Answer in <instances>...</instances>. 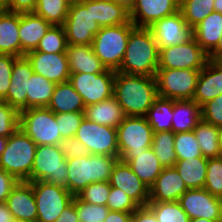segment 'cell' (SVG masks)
<instances>
[{
	"label": "cell",
	"mask_w": 222,
	"mask_h": 222,
	"mask_svg": "<svg viewBox=\"0 0 222 222\" xmlns=\"http://www.w3.org/2000/svg\"><path fill=\"white\" fill-rule=\"evenodd\" d=\"M113 96L126 116L147 115L153 102L159 97L156 78L116 71Z\"/></svg>",
	"instance_id": "6da1fadb"
},
{
	"label": "cell",
	"mask_w": 222,
	"mask_h": 222,
	"mask_svg": "<svg viewBox=\"0 0 222 222\" xmlns=\"http://www.w3.org/2000/svg\"><path fill=\"white\" fill-rule=\"evenodd\" d=\"M159 48L149 28L135 27L129 34L127 48L117 72L155 77Z\"/></svg>",
	"instance_id": "7a4b0ae2"
},
{
	"label": "cell",
	"mask_w": 222,
	"mask_h": 222,
	"mask_svg": "<svg viewBox=\"0 0 222 222\" xmlns=\"http://www.w3.org/2000/svg\"><path fill=\"white\" fill-rule=\"evenodd\" d=\"M119 157L89 154L66 160L68 191L77 196L91 183L109 182L113 166Z\"/></svg>",
	"instance_id": "3957f363"
},
{
	"label": "cell",
	"mask_w": 222,
	"mask_h": 222,
	"mask_svg": "<svg viewBox=\"0 0 222 222\" xmlns=\"http://www.w3.org/2000/svg\"><path fill=\"white\" fill-rule=\"evenodd\" d=\"M37 144L18 128L9 138L0 158V168L19 181L31 182Z\"/></svg>",
	"instance_id": "277c9868"
},
{
	"label": "cell",
	"mask_w": 222,
	"mask_h": 222,
	"mask_svg": "<svg viewBox=\"0 0 222 222\" xmlns=\"http://www.w3.org/2000/svg\"><path fill=\"white\" fill-rule=\"evenodd\" d=\"M135 27L131 21L117 26L101 27L94 36L93 51L106 69L119 70L127 48L129 34Z\"/></svg>",
	"instance_id": "5b68a950"
},
{
	"label": "cell",
	"mask_w": 222,
	"mask_h": 222,
	"mask_svg": "<svg viewBox=\"0 0 222 222\" xmlns=\"http://www.w3.org/2000/svg\"><path fill=\"white\" fill-rule=\"evenodd\" d=\"M19 128L39 145H59L62 137L55 113L47 107L27 108L19 112Z\"/></svg>",
	"instance_id": "8992f818"
},
{
	"label": "cell",
	"mask_w": 222,
	"mask_h": 222,
	"mask_svg": "<svg viewBox=\"0 0 222 222\" xmlns=\"http://www.w3.org/2000/svg\"><path fill=\"white\" fill-rule=\"evenodd\" d=\"M117 129L119 159L127 162L133 153L144 152L152 146L153 130L145 116H126Z\"/></svg>",
	"instance_id": "52a82bcc"
},
{
	"label": "cell",
	"mask_w": 222,
	"mask_h": 222,
	"mask_svg": "<svg viewBox=\"0 0 222 222\" xmlns=\"http://www.w3.org/2000/svg\"><path fill=\"white\" fill-rule=\"evenodd\" d=\"M44 181L68 190V167L59 145H39L36 148L31 182Z\"/></svg>",
	"instance_id": "ba28073f"
},
{
	"label": "cell",
	"mask_w": 222,
	"mask_h": 222,
	"mask_svg": "<svg viewBox=\"0 0 222 222\" xmlns=\"http://www.w3.org/2000/svg\"><path fill=\"white\" fill-rule=\"evenodd\" d=\"M68 45H92L99 32V24L93 20L92 0L73 2L62 25Z\"/></svg>",
	"instance_id": "9c48e42d"
},
{
	"label": "cell",
	"mask_w": 222,
	"mask_h": 222,
	"mask_svg": "<svg viewBox=\"0 0 222 222\" xmlns=\"http://www.w3.org/2000/svg\"><path fill=\"white\" fill-rule=\"evenodd\" d=\"M29 183L33 188L39 222H55L62 211L73 202L74 195L63 186L44 181Z\"/></svg>",
	"instance_id": "30bf717a"
},
{
	"label": "cell",
	"mask_w": 222,
	"mask_h": 222,
	"mask_svg": "<svg viewBox=\"0 0 222 222\" xmlns=\"http://www.w3.org/2000/svg\"><path fill=\"white\" fill-rule=\"evenodd\" d=\"M201 70L158 69V96L172 100H193Z\"/></svg>",
	"instance_id": "8fae6325"
},
{
	"label": "cell",
	"mask_w": 222,
	"mask_h": 222,
	"mask_svg": "<svg viewBox=\"0 0 222 222\" xmlns=\"http://www.w3.org/2000/svg\"><path fill=\"white\" fill-rule=\"evenodd\" d=\"M90 154L119 157L117 129L104 126L84 117L74 136Z\"/></svg>",
	"instance_id": "7c38bea8"
},
{
	"label": "cell",
	"mask_w": 222,
	"mask_h": 222,
	"mask_svg": "<svg viewBox=\"0 0 222 222\" xmlns=\"http://www.w3.org/2000/svg\"><path fill=\"white\" fill-rule=\"evenodd\" d=\"M208 60V54L192 38L186 43L159 49L158 69L201 70Z\"/></svg>",
	"instance_id": "4fadbf2b"
},
{
	"label": "cell",
	"mask_w": 222,
	"mask_h": 222,
	"mask_svg": "<svg viewBox=\"0 0 222 222\" xmlns=\"http://www.w3.org/2000/svg\"><path fill=\"white\" fill-rule=\"evenodd\" d=\"M115 73L110 69L101 74L71 73L69 82L82 97L86 107L113 96Z\"/></svg>",
	"instance_id": "5bb4252c"
},
{
	"label": "cell",
	"mask_w": 222,
	"mask_h": 222,
	"mask_svg": "<svg viewBox=\"0 0 222 222\" xmlns=\"http://www.w3.org/2000/svg\"><path fill=\"white\" fill-rule=\"evenodd\" d=\"M178 202L190 219L222 220V198L213 196L204 188L188 189Z\"/></svg>",
	"instance_id": "9a60e30c"
},
{
	"label": "cell",
	"mask_w": 222,
	"mask_h": 222,
	"mask_svg": "<svg viewBox=\"0 0 222 222\" xmlns=\"http://www.w3.org/2000/svg\"><path fill=\"white\" fill-rule=\"evenodd\" d=\"M149 29L159 49L186 43L193 38V28L186 24L180 10L156 21Z\"/></svg>",
	"instance_id": "2e32d148"
},
{
	"label": "cell",
	"mask_w": 222,
	"mask_h": 222,
	"mask_svg": "<svg viewBox=\"0 0 222 222\" xmlns=\"http://www.w3.org/2000/svg\"><path fill=\"white\" fill-rule=\"evenodd\" d=\"M33 71L47 80L59 84L69 81L70 69L65 53H45L30 51L26 55Z\"/></svg>",
	"instance_id": "e0dca14e"
},
{
	"label": "cell",
	"mask_w": 222,
	"mask_h": 222,
	"mask_svg": "<svg viewBox=\"0 0 222 222\" xmlns=\"http://www.w3.org/2000/svg\"><path fill=\"white\" fill-rule=\"evenodd\" d=\"M110 186L122 190L139 207L149 203V188L131 170L130 166L120 159L113 166L109 180Z\"/></svg>",
	"instance_id": "ac0fdd59"
},
{
	"label": "cell",
	"mask_w": 222,
	"mask_h": 222,
	"mask_svg": "<svg viewBox=\"0 0 222 222\" xmlns=\"http://www.w3.org/2000/svg\"><path fill=\"white\" fill-rule=\"evenodd\" d=\"M34 74L32 65L26 56L18 57L12 69L11 83L4 102L18 112L27 109L28 81Z\"/></svg>",
	"instance_id": "d6986e66"
},
{
	"label": "cell",
	"mask_w": 222,
	"mask_h": 222,
	"mask_svg": "<svg viewBox=\"0 0 222 222\" xmlns=\"http://www.w3.org/2000/svg\"><path fill=\"white\" fill-rule=\"evenodd\" d=\"M180 10V0H136L129 12L130 21L141 28H149L156 21L173 15ZM142 17L141 23H137V15Z\"/></svg>",
	"instance_id": "ffe728a7"
},
{
	"label": "cell",
	"mask_w": 222,
	"mask_h": 222,
	"mask_svg": "<svg viewBox=\"0 0 222 222\" xmlns=\"http://www.w3.org/2000/svg\"><path fill=\"white\" fill-rule=\"evenodd\" d=\"M188 190L174 167L163 168L149 188V202L178 201Z\"/></svg>",
	"instance_id": "44dd1931"
},
{
	"label": "cell",
	"mask_w": 222,
	"mask_h": 222,
	"mask_svg": "<svg viewBox=\"0 0 222 222\" xmlns=\"http://www.w3.org/2000/svg\"><path fill=\"white\" fill-rule=\"evenodd\" d=\"M221 94L222 61L209 59L200 71L193 101L201 107L206 102Z\"/></svg>",
	"instance_id": "7402d4cb"
},
{
	"label": "cell",
	"mask_w": 222,
	"mask_h": 222,
	"mask_svg": "<svg viewBox=\"0 0 222 222\" xmlns=\"http://www.w3.org/2000/svg\"><path fill=\"white\" fill-rule=\"evenodd\" d=\"M15 220L37 219V206L32 185L19 181L5 201Z\"/></svg>",
	"instance_id": "603a6c76"
},
{
	"label": "cell",
	"mask_w": 222,
	"mask_h": 222,
	"mask_svg": "<svg viewBox=\"0 0 222 222\" xmlns=\"http://www.w3.org/2000/svg\"><path fill=\"white\" fill-rule=\"evenodd\" d=\"M52 26L34 12L20 13L19 35L21 42V57L36 50L41 38Z\"/></svg>",
	"instance_id": "cb8c5ba5"
},
{
	"label": "cell",
	"mask_w": 222,
	"mask_h": 222,
	"mask_svg": "<svg viewBox=\"0 0 222 222\" xmlns=\"http://www.w3.org/2000/svg\"><path fill=\"white\" fill-rule=\"evenodd\" d=\"M66 56L70 73L101 74L107 70L92 45H68Z\"/></svg>",
	"instance_id": "d4e9b609"
},
{
	"label": "cell",
	"mask_w": 222,
	"mask_h": 222,
	"mask_svg": "<svg viewBox=\"0 0 222 222\" xmlns=\"http://www.w3.org/2000/svg\"><path fill=\"white\" fill-rule=\"evenodd\" d=\"M20 13L0 11V54L21 57Z\"/></svg>",
	"instance_id": "484cf974"
},
{
	"label": "cell",
	"mask_w": 222,
	"mask_h": 222,
	"mask_svg": "<svg viewBox=\"0 0 222 222\" xmlns=\"http://www.w3.org/2000/svg\"><path fill=\"white\" fill-rule=\"evenodd\" d=\"M84 117L94 123L117 128L126 115L116 98L112 96L99 103L86 106L84 108Z\"/></svg>",
	"instance_id": "4316f807"
},
{
	"label": "cell",
	"mask_w": 222,
	"mask_h": 222,
	"mask_svg": "<svg viewBox=\"0 0 222 222\" xmlns=\"http://www.w3.org/2000/svg\"><path fill=\"white\" fill-rule=\"evenodd\" d=\"M222 34V14L213 11L193 28V38L209 55L218 45Z\"/></svg>",
	"instance_id": "83f0119b"
},
{
	"label": "cell",
	"mask_w": 222,
	"mask_h": 222,
	"mask_svg": "<svg viewBox=\"0 0 222 222\" xmlns=\"http://www.w3.org/2000/svg\"><path fill=\"white\" fill-rule=\"evenodd\" d=\"M47 108L55 114L84 112L85 104L73 85L67 81L55 85Z\"/></svg>",
	"instance_id": "f1b7e54d"
},
{
	"label": "cell",
	"mask_w": 222,
	"mask_h": 222,
	"mask_svg": "<svg viewBox=\"0 0 222 222\" xmlns=\"http://www.w3.org/2000/svg\"><path fill=\"white\" fill-rule=\"evenodd\" d=\"M139 179L150 188L163 170L153 149L147 148L144 152L133 153V157L126 162Z\"/></svg>",
	"instance_id": "f546056e"
},
{
	"label": "cell",
	"mask_w": 222,
	"mask_h": 222,
	"mask_svg": "<svg viewBox=\"0 0 222 222\" xmlns=\"http://www.w3.org/2000/svg\"><path fill=\"white\" fill-rule=\"evenodd\" d=\"M201 120V107L193 100H174L172 132L193 131Z\"/></svg>",
	"instance_id": "4dcf8cb0"
},
{
	"label": "cell",
	"mask_w": 222,
	"mask_h": 222,
	"mask_svg": "<svg viewBox=\"0 0 222 222\" xmlns=\"http://www.w3.org/2000/svg\"><path fill=\"white\" fill-rule=\"evenodd\" d=\"M92 15L100 27L117 26L130 21L129 11L113 0H92Z\"/></svg>",
	"instance_id": "1f68e13d"
},
{
	"label": "cell",
	"mask_w": 222,
	"mask_h": 222,
	"mask_svg": "<svg viewBox=\"0 0 222 222\" xmlns=\"http://www.w3.org/2000/svg\"><path fill=\"white\" fill-rule=\"evenodd\" d=\"M208 158L196 157L177 160L174 168L188 189H201L205 186Z\"/></svg>",
	"instance_id": "d6a6232c"
},
{
	"label": "cell",
	"mask_w": 222,
	"mask_h": 222,
	"mask_svg": "<svg viewBox=\"0 0 222 222\" xmlns=\"http://www.w3.org/2000/svg\"><path fill=\"white\" fill-rule=\"evenodd\" d=\"M174 100L158 97L147 112L146 119L153 133L172 131Z\"/></svg>",
	"instance_id": "836d02e7"
},
{
	"label": "cell",
	"mask_w": 222,
	"mask_h": 222,
	"mask_svg": "<svg viewBox=\"0 0 222 222\" xmlns=\"http://www.w3.org/2000/svg\"><path fill=\"white\" fill-rule=\"evenodd\" d=\"M55 83L34 73L27 86V108L47 107L55 88Z\"/></svg>",
	"instance_id": "e575fe53"
},
{
	"label": "cell",
	"mask_w": 222,
	"mask_h": 222,
	"mask_svg": "<svg viewBox=\"0 0 222 222\" xmlns=\"http://www.w3.org/2000/svg\"><path fill=\"white\" fill-rule=\"evenodd\" d=\"M174 138L175 133L172 131L153 133L151 148L163 168L174 167L177 161Z\"/></svg>",
	"instance_id": "d590c367"
},
{
	"label": "cell",
	"mask_w": 222,
	"mask_h": 222,
	"mask_svg": "<svg viewBox=\"0 0 222 222\" xmlns=\"http://www.w3.org/2000/svg\"><path fill=\"white\" fill-rule=\"evenodd\" d=\"M193 132L198 141L203 157H220V150L218 145V130L216 126L207 123L201 119L196 127L193 129Z\"/></svg>",
	"instance_id": "8d00e7d4"
},
{
	"label": "cell",
	"mask_w": 222,
	"mask_h": 222,
	"mask_svg": "<svg viewBox=\"0 0 222 222\" xmlns=\"http://www.w3.org/2000/svg\"><path fill=\"white\" fill-rule=\"evenodd\" d=\"M70 5L68 0H37L34 13L52 25H63Z\"/></svg>",
	"instance_id": "74e56055"
},
{
	"label": "cell",
	"mask_w": 222,
	"mask_h": 222,
	"mask_svg": "<svg viewBox=\"0 0 222 222\" xmlns=\"http://www.w3.org/2000/svg\"><path fill=\"white\" fill-rule=\"evenodd\" d=\"M180 11L186 24L194 28L214 11V0H180Z\"/></svg>",
	"instance_id": "f35d334b"
},
{
	"label": "cell",
	"mask_w": 222,
	"mask_h": 222,
	"mask_svg": "<svg viewBox=\"0 0 222 222\" xmlns=\"http://www.w3.org/2000/svg\"><path fill=\"white\" fill-rule=\"evenodd\" d=\"M147 207L154 213L158 222H189L190 218L178 201L149 202Z\"/></svg>",
	"instance_id": "ab89813d"
},
{
	"label": "cell",
	"mask_w": 222,
	"mask_h": 222,
	"mask_svg": "<svg viewBox=\"0 0 222 222\" xmlns=\"http://www.w3.org/2000/svg\"><path fill=\"white\" fill-rule=\"evenodd\" d=\"M67 38L62 25H52L41 38L36 50L45 53H65L67 50Z\"/></svg>",
	"instance_id": "60d3db41"
},
{
	"label": "cell",
	"mask_w": 222,
	"mask_h": 222,
	"mask_svg": "<svg viewBox=\"0 0 222 222\" xmlns=\"http://www.w3.org/2000/svg\"><path fill=\"white\" fill-rule=\"evenodd\" d=\"M174 142L177 160L203 157L200 146L193 131L175 133Z\"/></svg>",
	"instance_id": "b9f144b4"
},
{
	"label": "cell",
	"mask_w": 222,
	"mask_h": 222,
	"mask_svg": "<svg viewBox=\"0 0 222 222\" xmlns=\"http://www.w3.org/2000/svg\"><path fill=\"white\" fill-rule=\"evenodd\" d=\"M204 189L222 198V157L208 158Z\"/></svg>",
	"instance_id": "7bdbcfd3"
},
{
	"label": "cell",
	"mask_w": 222,
	"mask_h": 222,
	"mask_svg": "<svg viewBox=\"0 0 222 222\" xmlns=\"http://www.w3.org/2000/svg\"><path fill=\"white\" fill-rule=\"evenodd\" d=\"M75 208L80 222H104L109 208L106 205H94L75 196Z\"/></svg>",
	"instance_id": "ee69618b"
},
{
	"label": "cell",
	"mask_w": 222,
	"mask_h": 222,
	"mask_svg": "<svg viewBox=\"0 0 222 222\" xmlns=\"http://www.w3.org/2000/svg\"><path fill=\"white\" fill-rule=\"evenodd\" d=\"M110 191L111 186L109 182H96L89 184L77 197L90 204L107 205Z\"/></svg>",
	"instance_id": "f6af8a7d"
},
{
	"label": "cell",
	"mask_w": 222,
	"mask_h": 222,
	"mask_svg": "<svg viewBox=\"0 0 222 222\" xmlns=\"http://www.w3.org/2000/svg\"><path fill=\"white\" fill-rule=\"evenodd\" d=\"M55 117L62 139H68L75 136L84 119V112L59 113Z\"/></svg>",
	"instance_id": "bcb514c9"
},
{
	"label": "cell",
	"mask_w": 222,
	"mask_h": 222,
	"mask_svg": "<svg viewBox=\"0 0 222 222\" xmlns=\"http://www.w3.org/2000/svg\"><path fill=\"white\" fill-rule=\"evenodd\" d=\"M19 128V112L4 102L0 106V136L9 138Z\"/></svg>",
	"instance_id": "7dc6e473"
},
{
	"label": "cell",
	"mask_w": 222,
	"mask_h": 222,
	"mask_svg": "<svg viewBox=\"0 0 222 222\" xmlns=\"http://www.w3.org/2000/svg\"><path fill=\"white\" fill-rule=\"evenodd\" d=\"M110 211L133 213L139 206L122 190L112 187L106 205Z\"/></svg>",
	"instance_id": "c3c4849f"
},
{
	"label": "cell",
	"mask_w": 222,
	"mask_h": 222,
	"mask_svg": "<svg viewBox=\"0 0 222 222\" xmlns=\"http://www.w3.org/2000/svg\"><path fill=\"white\" fill-rule=\"evenodd\" d=\"M201 119L216 127L222 125V94L201 106Z\"/></svg>",
	"instance_id": "681fc988"
},
{
	"label": "cell",
	"mask_w": 222,
	"mask_h": 222,
	"mask_svg": "<svg viewBox=\"0 0 222 222\" xmlns=\"http://www.w3.org/2000/svg\"><path fill=\"white\" fill-rule=\"evenodd\" d=\"M18 57L9 54H0V97L7 96L11 83L13 64Z\"/></svg>",
	"instance_id": "f907efd6"
},
{
	"label": "cell",
	"mask_w": 222,
	"mask_h": 222,
	"mask_svg": "<svg viewBox=\"0 0 222 222\" xmlns=\"http://www.w3.org/2000/svg\"><path fill=\"white\" fill-rule=\"evenodd\" d=\"M59 148L64 153L66 160L85 157L90 154L87 148L75 137L62 139L59 142Z\"/></svg>",
	"instance_id": "816d5d0a"
},
{
	"label": "cell",
	"mask_w": 222,
	"mask_h": 222,
	"mask_svg": "<svg viewBox=\"0 0 222 222\" xmlns=\"http://www.w3.org/2000/svg\"><path fill=\"white\" fill-rule=\"evenodd\" d=\"M19 183L12 174L0 168V203L6 201L12 189Z\"/></svg>",
	"instance_id": "f5cc1de1"
},
{
	"label": "cell",
	"mask_w": 222,
	"mask_h": 222,
	"mask_svg": "<svg viewBox=\"0 0 222 222\" xmlns=\"http://www.w3.org/2000/svg\"><path fill=\"white\" fill-rule=\"evenodd\" d=\"M37 0H7V11L16 13L34 12Z\"/></svg>",
	"instance_id": "db71d44e"
},
{
	"label": "cell",
	"mask_w": 222,
	"mask_h": 222,
	"mask_svg": "<svg viewBox=\"0 0 222 222\" xmlns=\"http://www.w3.org/2000/svg\"><path fill=\"white\" fill-rule=\"evenodd\" d=\"M132 222H158L154 213L147 207H138L132 214Z\"/></svg>",
	"instance_id": "11a10c76"
},
{
	"label": "cell",
	"mask_w": 222,
	"mask_h": 222,
	"mask_svg": "<svg viewBox=\"0 0 222 222\" xmlns=\"http://www.w3.org/2000/svg\"><path fill=\"white\" fill-rule=\"evenodd\" d=\"M55 222H80L75 208V196L73 202L62 211Z\"/></svg>",
	"instance_id": "9f6ffc18"
},
{
	"label": "cell",
	"mask_w": 222,
	"mask_h": 222,
	"mask_svg": "<svg viewBox=\"0 0 222 222\" xmlns=\"http://www.w3.org/2000/svg\"><path fill=\"white\" fill-rule=\"evenodd\" d=\"M132 214L129 212L109 211L104 222H132Z\"/></svg>",
	"instance_id": "6f0895ef"
},
{
	"label": "cell",
	"mask_w": 222,
	"mask_h": 222,
	"mask_svg": "<svg viewBox=\"0 0 222 222\" xmlns=\"http://www.w3.org/2000/svg\"><path fill=\"white\" fill-rule=\"evenodd\" d=\"M0 222H15L5 202L0 203Z\"/></svg>",
	"instance_id": "680465c9"
},
{
	"label": "cell",
	"mask_w": 222,
	"mask_h": 222,
	"mask_svg": "<svg viewBox=\"0 0 222 222\" xmlns=\"http://www.w3.org/2000/svg\"><path fill=\"white\" fill-rule=\"evenodd\" d=\"M208 58L213 61H222V34L217 47L208 55Z\"/></svg>",
	"instance_id": "91938a15"
},
{
	"label": "cell",
	"mask_w": 222,
	"mask_h": 222,
	"mask_svg": "<svg viewBox=\"0 0 222 222\" xmlns=\"http://www.w3.org/2000/svg\"><path fill=\"white\" fill-rule=\"evenodd\" d=\"M113 1L115 3L123 6L129 12L131 11V9L133 8V6L135 5V2H136V0H113Z\"/></svg>",
	"instance_id": "94428289"
},
{
	"label": "cell",
	"mask_w": 222,
	"mask_h": 222,
	"mask_svg": "<svg viewBox=\"0 0 222 222\" xmlns=\"http://www.w3.org/2000/svg\"><path fill=\"white\" fill-rule=\"evenodd\" d=\"M218 130V145L220 150V157H222V125L217 127Z\"/></svg>",
	"instance_id": "6125c7cd"
},
{
	"label": "cell",
	"mask_w": 222,
	"mask_h": 222,
	"mask_svg": "<svg viewBox=\"0 0 222 222\" xmlns=\"http://www.w3.org/2000/svg\"><path fill=\"white\" fill-rule=\"evenodd\" d=\"M8 138L5 136H0V158L2 153L5 150L6 144H7Z\"/></svg>",
	"instance_id": "be15d7a7"
},
{
	"label": "cell",
	"mask_w": 222,
	"mask_h": 222,
	"mask_svg": "<svg viewBox=\"0 0 222 222\" xmlns=\"http://www.w3.org/2000/svg\"><path fill=\"white\" fill-rule=\"evenodd\" d=\"M214 11L222 14V0H214Z\"/></svg>",
	"instance_id": "e7e4bbea"
},
{
	"label": "cell",
	"mask_w": 222,
	"mask_h": 222,
	"mask_svg": "<svg viewBox=\"0 0 222 222\" xmlns=\"http://www.w3.org/2000/svg\"><path fill=\"white\" fill-rule=\"evenodd\" d=\"M189 222H219V221H211L204 218H193V219H190Z\"/></svg>",
	"instance_id": "03108f58"
},
{
	"label": "cell",
	"mask_w": 222,
	"mask_h": 222,
	"mask_svg": "<svg viewBox=\"0 0 222 222\" xmlns=\"http://www.w3.org/2000/svg\"><path fill=\"white\" fill-rule=\"evenodd\" d=\"M7 10V0H0V11Z\"/></svg>",
	"instance_id": "003e7915"
},
{
	"label": "cell",
	"mask_w": 222,
	"mask_h": 222,
	"mask_svg": "<svg viewBox=\"0 0 222 222\" xmlns=\"http://www.w3.org/2000/svg\"><path fill=\"white\" fill-rule=\"evenodd\" d=\"M15 222H39V221L37 219H33V220L24 219V220H15Z\"/></svg>",
	"instance_id": "a7ac6f4b"
},
{
	"label": "cell",
	"mask_w": 222,
	"mask_h": 222,
	"mask_svg": "<svg viewBox=\"0 0 222 222\" xmlns=\"http://www.w3.org/2000/svg\"><path fill=\"white\" fill-rule=\"evenodd\" d=\"M70 3H73V2H81L82 0H68Z\"/></svg>",
	"instance_id": "89a4df30"
},
{
	"label": "cell",
	"mask_w": 222,
	"mask_h": 222,
	"mask_svg": "<svg viewBox=\"0 0 222 222\" xmlns=\"http://www.w3.org/2000/svg\"><path fill=\"white\" fill-rule=\"evenodd\" d=\"M4 103V99L0 97V106Z\"/></svg>",
	"instance_id": "2644e50d"
}]
</instances>
